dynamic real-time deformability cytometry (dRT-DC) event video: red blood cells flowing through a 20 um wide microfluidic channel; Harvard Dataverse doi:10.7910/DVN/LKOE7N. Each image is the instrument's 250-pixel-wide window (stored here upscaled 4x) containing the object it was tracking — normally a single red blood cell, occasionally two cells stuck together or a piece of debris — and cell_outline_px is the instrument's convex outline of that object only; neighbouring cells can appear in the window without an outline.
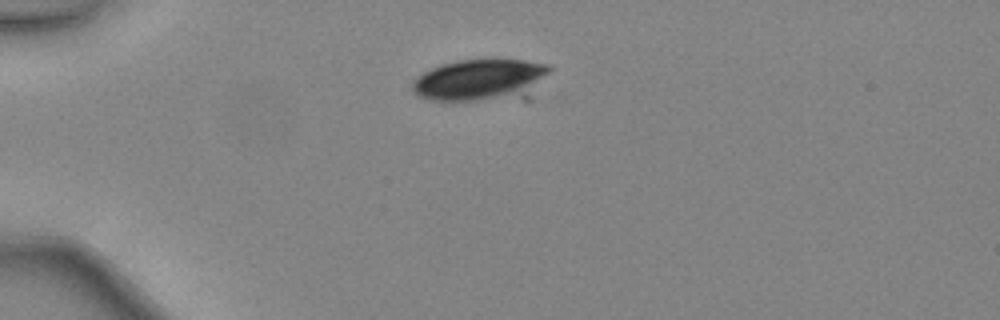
{"species": "common noctule bat (a hibernating species)", "species_latin": "Nyctalus noctula", "temperature_condition": "warm", "stored_images_in_passage": 40, "camera_frame_rate_fps": 3000, "um_per_image_px": 0.085, "animal": {"sex": "female", "body_mass_g": 24.6, "forearm_length_mm": 56.2}, "frame": {"image": 1, "passage_image": 6, "time_ms": 1.667, "image_size_px": [1000, 320], "cell_outline_px": [[552, 68], [528, 100], [428, 100], [416, 96], [412, 92], [412, 84], [424, 72], [440, 64], [456, 60], [492, 56], [524, 60], [548, 64]], "centroid_in_image_um": [40.93, 6.78], "position_along_channel_um": 44.1, "area_um2": 35.08}}
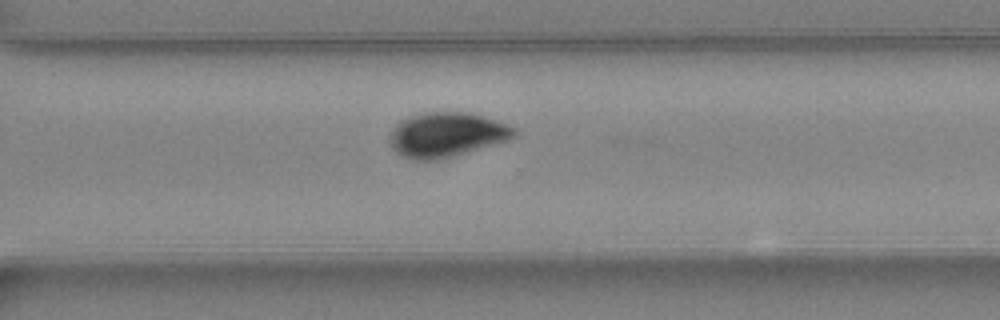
{"frame": {"image": 2, "passage_image": 28, "time_ms": 9.0, "image_size_px": [1000, 320], "cell_outline_px": [[516, 136], [508, 140], [440, 160], [408, 160], [400, 156], [392, 148], [392, 132], [396, 124], [400, 120], [408, 116], [424, 112], [472, 112], [496, 120], [516, 128]], "centroid_in_image_um": [37.96, 11.45], "position_along_channel_um": 332.6, "area_um2": 32.48}}
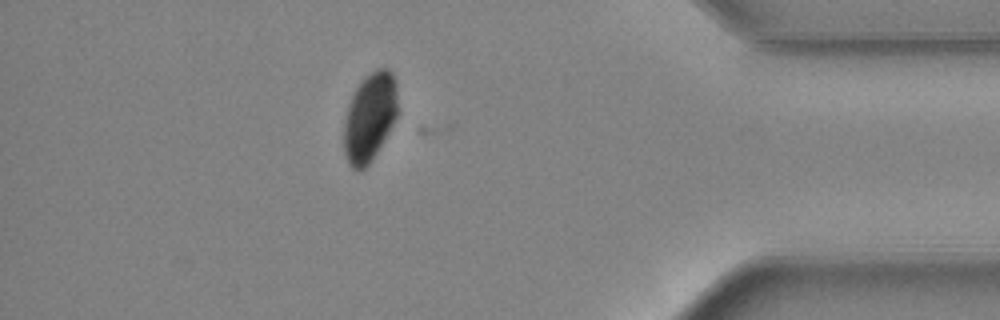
{"frame": {"image": 3, "passage_image": 35, "time_ms": 11.333, "image_size_px": [1000, 320], "cell_outline_px": [[400, 112], [376, 152], [368, 164], [364, 168], [356, 172], [348, 164], [344, 156], [344, 120], [348, 104], [360, 80], [364, 76], [376, 68], [388, 68], [392, 72], [396, 80]], "centroid_in_image_um": [31.44, 9.92], "position_along_channel_um": 403.8, "area_um2": 28.38}}